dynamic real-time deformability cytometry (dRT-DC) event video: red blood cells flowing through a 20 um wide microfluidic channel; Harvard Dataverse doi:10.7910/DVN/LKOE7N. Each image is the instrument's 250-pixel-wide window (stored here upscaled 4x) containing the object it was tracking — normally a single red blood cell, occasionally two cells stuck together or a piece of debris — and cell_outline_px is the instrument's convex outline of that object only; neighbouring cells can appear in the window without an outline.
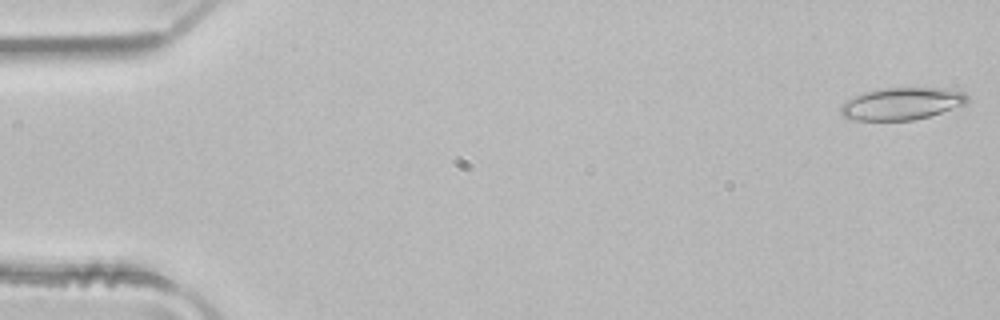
{"species": "common noctule bat (a hibernating species)", "species_latin": "Nyctalus noctula", "temperature_condition": "room temperature", "stored_images_in_passage": 4, "camera_frame_rate_fps": 3000, "um_per_image_px": 0.085, "animal": {"sex": "male", "body_mass_g": 21.5, "forearm_length_mm": 52.0}, "frame": {"image": 1, "passage_image": 1, "time_ms": 0.0, "image_size_px": [1000, 320], "cell_outline_px": [[972, 100], [968, 104], [928, 116], [912, 120], [848, 120], [840, 112], [840, 108], [848, 100], [864, 92], [876, 88], [948, 88], [964, 92]], "centroid_in_image_um": [76.71, 8.8], "position_along_channel_um": 8.3, "area_um2": 23.93}}